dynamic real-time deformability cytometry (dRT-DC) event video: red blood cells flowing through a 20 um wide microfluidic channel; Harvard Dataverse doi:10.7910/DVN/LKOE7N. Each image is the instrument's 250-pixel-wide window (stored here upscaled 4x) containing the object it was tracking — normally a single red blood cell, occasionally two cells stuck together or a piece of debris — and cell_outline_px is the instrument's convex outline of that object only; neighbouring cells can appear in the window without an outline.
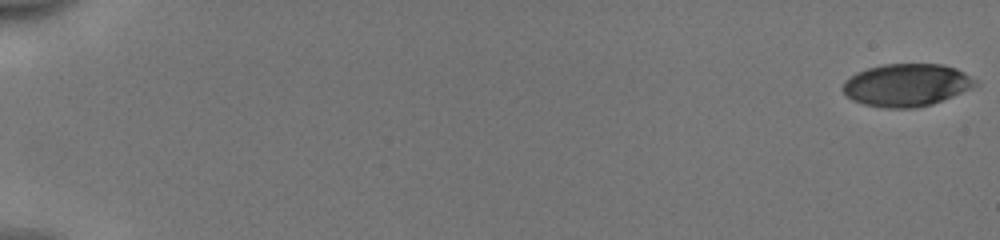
{"species": "human", "species_latin": "Homo sapiens", "temperature_condition": "cold", "stored_images_in_passage": 54, "camera_frame_rate_fps": 3000, "um_per_image_px": 0.085, "donor": {"sex": "male"}, "frame": {"image": 1, "passage_image": 1, "time_ms": 0.0, "image_size_px": [1000, 240], "cell_outline_px": [[976, 84], [972, 88], [932, 104], [916, 108], [884, 108], [864, 104], [852, 100], [844, 92], [844, 80], [856, 72], [868, 68], [884, 64], [944, 64], [956, 68], [964, 72], [976, 80]], "centroid_in_image_um": [77.05, 7.22], "position_along_channel_um": 7.9, "area_um2": 32.77}}
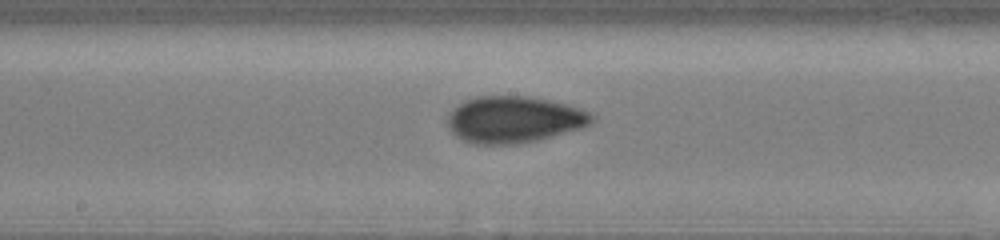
{"frame": {"image": 2, "passage_image": 31, "time_ms": 10.0, "image_size_px": [1000, 240], "cell_outline_px": [[596, 116], [588, 124], [580, 128], [552, 136], [536, 140], [516, 144], [472, 144], [456, 136], [448, 128], [448, 116], [452, 108], [464, 100], [476, 96], [528, 96], [548, 100], [564, 104], [588, 112]], "centroid_in_image_um": [43.62, 10.16], "position_along_channel_um": 204.6, "area_um2": 38.9}}
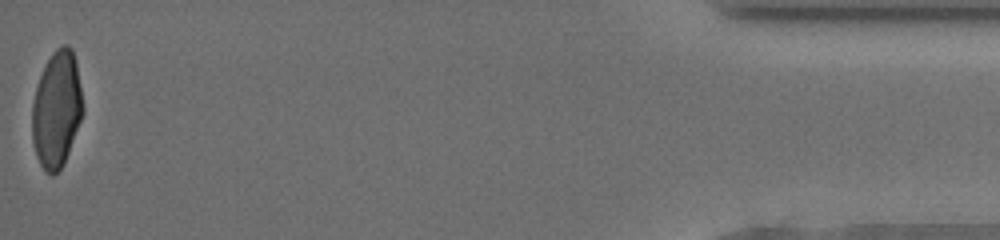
{"frame": {"image": 3, "passage_image": 54, "time_ms": 17.667, "image_size_px": [1000, 240], "cell_outline_px": [[84, 112], [68, 152], [60, 168], [52, 176], [40, 164], [36, 156], [32, 144], [32, 104], [36, 88], [40, 76], [52, 52], [56, 48], [64, 44], [68, 44], [72, 48], [76, 60], [84, 108]], "centroid_in_image_um": [4.82, 9.26], "position_along_channel_um": 430.4, "area_um2": 34.33}, "authors_computed_cell_mechanics": {"area_um2": 35.7493, "velocity_mm_per_s": 3.9852, "shape_relaxation_time_tau1_ms": 4.5856, "shape_relaxation_time_tau2_ms": 1.5074, "deformation_change_tau1": 0.1537, "deformation_change_tau2": 0.0691}}